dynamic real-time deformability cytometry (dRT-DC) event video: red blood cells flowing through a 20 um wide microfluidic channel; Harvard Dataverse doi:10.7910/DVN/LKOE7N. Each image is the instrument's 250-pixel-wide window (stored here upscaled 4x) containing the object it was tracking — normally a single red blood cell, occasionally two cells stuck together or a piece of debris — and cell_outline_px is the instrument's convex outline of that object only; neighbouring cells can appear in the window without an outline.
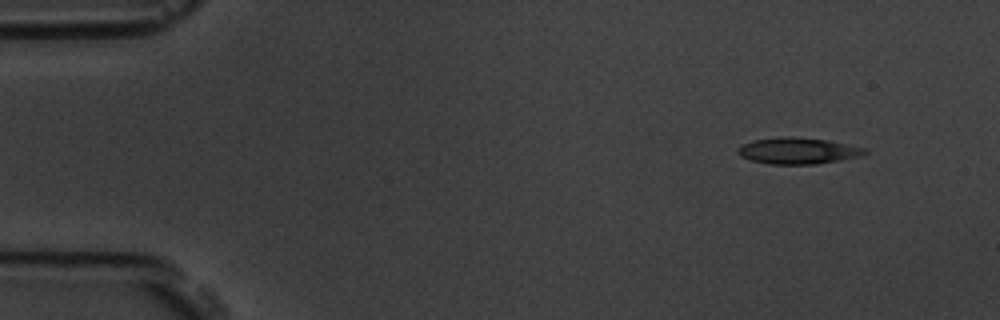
{"species": "common noctule bat (a hibernating species)", "species_latin": "Nyctalus noctula", "temperature_condition": "room temperature", "stored_images_in_passage": 4, "camera_frame_rate_fps": 3000, "um_per_image_px": 0.085, "animal": {"sex": "male", "body_mass_g": 19.5, "forearm_length_mm": 54.6}, "frame": {"image": 1, "passage_image": 1, "time_ms": 0.0, "image_size_px": [1000, 320], "cell_outline_px": [[868, 152], [860, 156], [812, 164], [768, 164], [752, 160], [740, 156], [736, 152], [736, 148], [744, 144], [756, 140], [788, 136], [792, 136], [828, 140], [864, 148]], "centroid_in_image_um": [67.78, 12.81], "position_along_channel_um": 17.2, "area_um2": 19.13}}
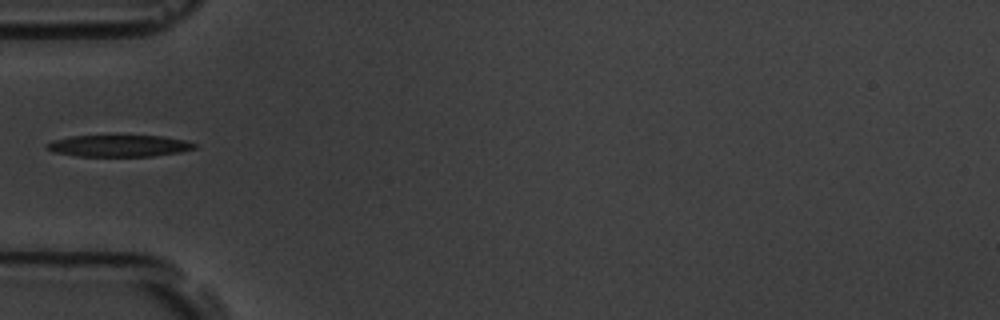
{"frame": {"image": 2, "passage_image": 4, "time_ms": 4.333, "image_size_px": [1000, 320], "cell_outline_px": [[196, 148], [180, 152], [152, 156], [76, 156], [52, 152], [44, 144], [52, 140], [72, 136], [164, 136], [184, 140], [196, 144]], "centroid_in_image_um": [10.09, 12.4], "position_along_channel_um": 74.9, "area_um2": 18.61}}